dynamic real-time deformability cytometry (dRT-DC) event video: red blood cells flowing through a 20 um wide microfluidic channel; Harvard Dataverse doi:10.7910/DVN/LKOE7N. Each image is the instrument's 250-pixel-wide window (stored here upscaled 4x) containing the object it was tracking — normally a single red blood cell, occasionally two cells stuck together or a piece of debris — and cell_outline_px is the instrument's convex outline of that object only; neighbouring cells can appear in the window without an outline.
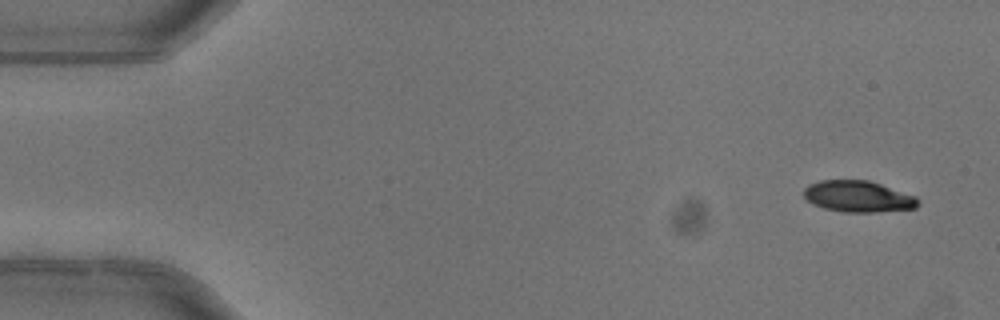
{"species": "common noctule bat (a hibernating species)", "species_latin": "Nyctalus noctula", "temperature_condition": "warm", "stored_images_in_passage": 5, "camera_frame_rate_fps": 3000, "um_per_image_px": 0.085, "animal": {"sex": "female"}, "frame": {"image": 1, "passage_image": 1, "time_ms": 0.0, "image_size_px": [1000, 320], "cell_outline_px": [[920, 204], [916, 208], [876, 212], [844, 212], [824, 208], [812, 204], [804, 196], [804, 188], [808, 184], [820, 180], [868, 180], [916, 196], [920, 200]], "centroid_in_image_um": [72.95, 16.7], "position_along_channel_um": 12.1, "area_um2": 20.92}}
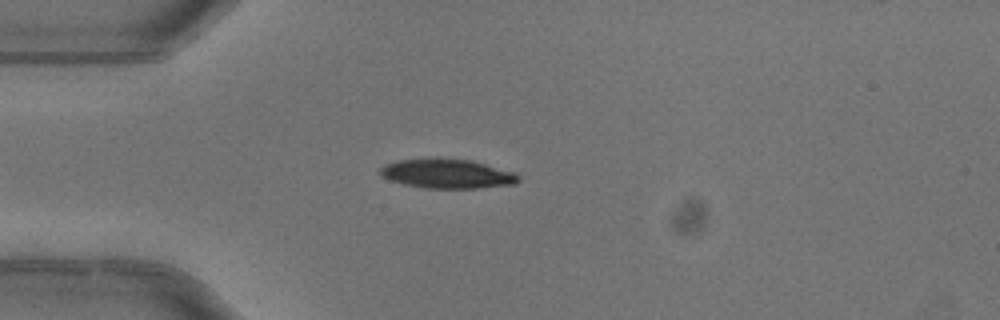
{"frame": {"image": 2, "passage_image": 4, "time_ms": 1.0, "image_size_px": [1000, 320], "cell_outline_px": [[520, 180], [516, 184], [476, 188], [424, 188], [404, 184], [388, 180], [380, 176], [380, 168], [384, 164], [396, 160], [436, 156], [440, 156], [472, 160], [516, 172], [520, 176]], "centroid_in_image_um": [37.99, 14.73], "position_along_channel_um": 47.0, "area_um2": 24.51}}